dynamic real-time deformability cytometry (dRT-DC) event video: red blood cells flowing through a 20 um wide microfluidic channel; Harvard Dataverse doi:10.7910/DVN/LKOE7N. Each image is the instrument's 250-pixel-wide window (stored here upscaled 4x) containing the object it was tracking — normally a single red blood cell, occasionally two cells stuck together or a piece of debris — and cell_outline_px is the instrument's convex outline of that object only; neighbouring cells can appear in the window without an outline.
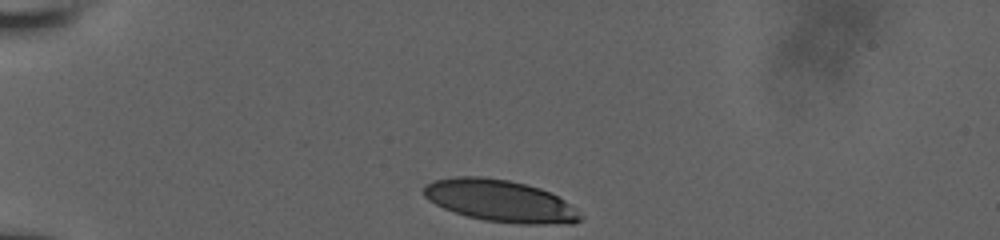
{"species": "human", "species_latin": "Homo sapiens", "temperature_condition": "room temperature", "stored_images_in_passage": 17, "camera_frame_rate_fps": 3000, "um_per_image_px": 0.085, "donor": {"sex": "male"}, "frame": {"image": 1, "passage_image": 1, "time_ms": 0.0, "image_size_px": [1000, 240], "cell_outline_px": [[584, 216], [580, 220], [572, 224], [516, 224], [484, 220], [468, 216], [444, 208], [428, 200], [424, 196], [424, 184], [432, 180], [456, 176], [480, 176], [508, 180], [540, 188], [564, 200]], "centroid_in_image_um": [42.51, 17.07], "position_along_channel_um": 42.5, "area_um2": 38.21}}
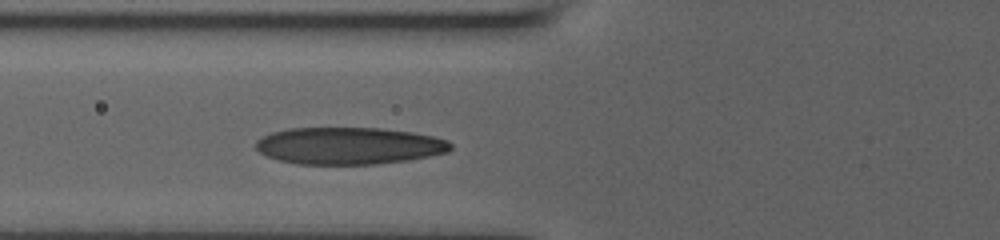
{"frame": {"image": 2, "passage_image": 15, "time_ms": 2.667, "image_size_px": [1000, 240], "cell_outline_px": [[452, 148], [448, 152], [408, 160], [376, 164], [296, 164], [276, 160], [260, 152], [256, 148], [256, 140], [272, 132], [288, 128], [380, 128], [412, 132], [432, 136], [448, 140], [452, 144]], "centroid_in_image_um": [29.65, 12.39], "position_along_channel_um": 96.1, "area_um2": 42.14}}